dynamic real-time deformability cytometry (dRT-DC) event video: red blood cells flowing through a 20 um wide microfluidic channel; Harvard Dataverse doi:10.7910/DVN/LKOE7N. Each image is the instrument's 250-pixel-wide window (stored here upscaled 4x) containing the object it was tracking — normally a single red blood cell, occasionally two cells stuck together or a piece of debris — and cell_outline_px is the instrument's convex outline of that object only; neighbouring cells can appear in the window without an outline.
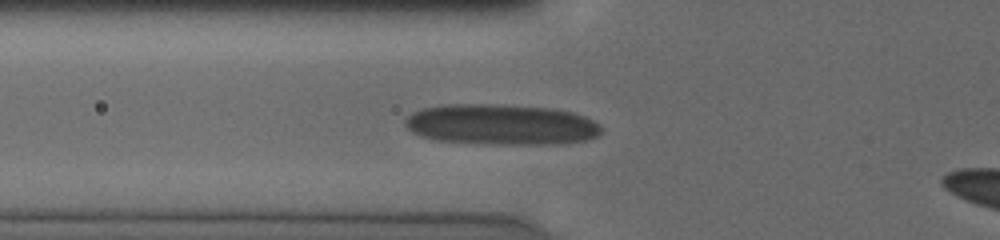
{"species": "human", "species_latin": "Homo sapiens", "temperature_condition": "cold", "stored_images_in_passage": 37, "camera_frame_rate_fps": 3000, "um_per_image_px": 0.085, "donor": {"sex": "male"}, "frame": {"image": 1, "passage_image": 7, "time_ms": 2.0, "image_size_px": [1000, 240], "cell_outline_px": [[600, 132], [596, 136], [588, 140], [564, 144], [492, 144], [436, 140], [420, 136], [412, 132], [404, 124], [404, 120], [412, 112], [424, 108], [444, 104], [492, 104], [552, 108], [572, 112], [584, 116], [600, 124]], "centroid_in_image_um": [42.59, 10.59], "position_along_channel_um": 83.2, "area_um2": 46.7}}
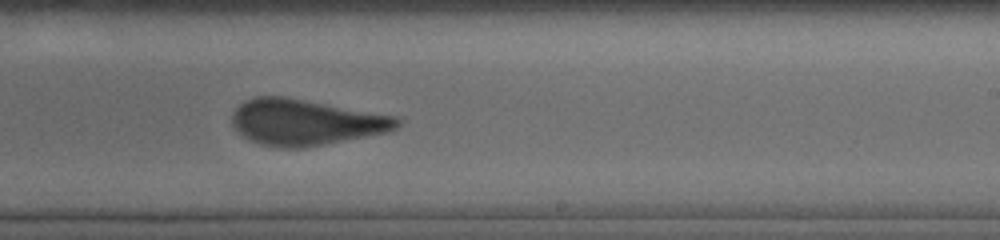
{"frame": {"image": 2, "passage_image": 21, "time_ms": 6.667, "image_size_px": [1000, 240], "cell_outline_px": [[400, 124], [396, 128], [388, 132], [304, 148], [280, 148], [260, 144], [248, 140], [232, 124], [232, 112], [244, 100], [256, 96], [280, 96], [304, 100], [396, 116], [400, 120]], "centroid_in_image_um": [25.95, 10.4], "position_along_channel_um": 263.1, "area_um2": 43.93}}
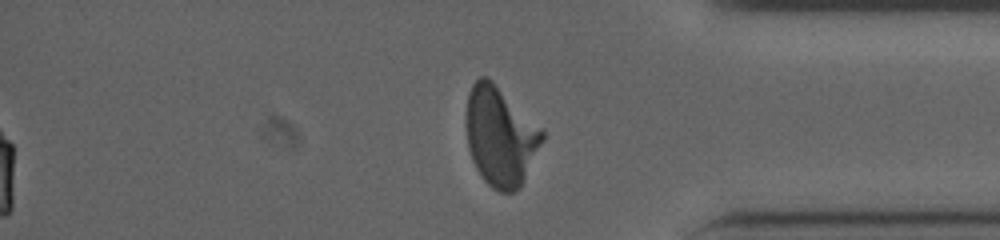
{"frame": {"image": 3, "passage_image": 32, "time_ms": 10.333, "image_size_px": [1000, 240], "cell_outline_px": [[544, 140], [520, 188], [512, 192], [500, 192], [492, 188], [484, 180], [476, 168], [472, 160], [468, 148], [464, 120], [468, 92], [472, 84], [480, 76], [488, 76], [544, 128]], "centroid_in_image_um": [42.52, 11.55], "position_along_channel_um": 392.7, "area_um2": 44.91}}